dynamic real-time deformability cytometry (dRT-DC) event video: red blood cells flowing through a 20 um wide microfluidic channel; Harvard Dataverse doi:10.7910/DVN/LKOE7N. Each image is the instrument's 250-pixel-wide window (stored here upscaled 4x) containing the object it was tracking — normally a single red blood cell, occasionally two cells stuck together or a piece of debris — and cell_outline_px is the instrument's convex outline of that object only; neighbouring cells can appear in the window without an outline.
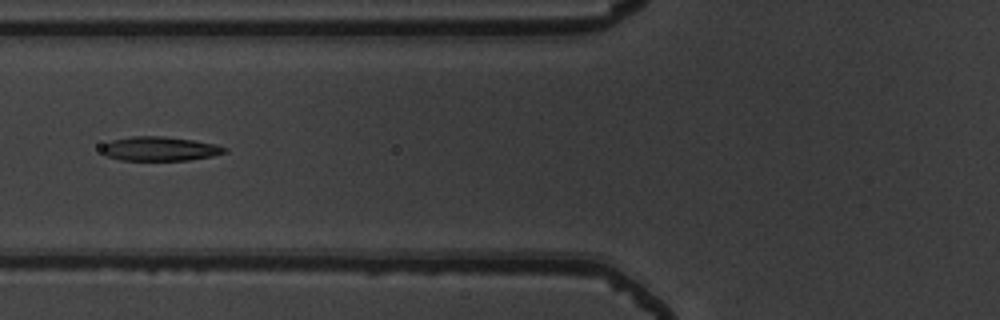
{"species": "common noctule bat (a hibernating species)", "species_latin": "Nyctalus noctula", "temperature_condition": "warm", "stored_images_in_passage": 6, "camera_frame_rate_fps": 3000, "um_per_image_px": 0.085, "animal": {"sex": "male", "body_mass_g": 19.5, "forearm_length_mm": 54.6}, "frame": {"image": 1, "passage_image": 6, "time_ms": 1.667, "image_size_px": [1000, 320], "cell_outline_px": [[228, 152], [212, 156], [188, 160], [120, 160], [108, 156], [100, 148], [104, 144], [112, 140], [132, 136], [164, 136], [192, 140], [216, 144], [228, 148]], "centroid_in_image_um": [13.61, 12.64], "position_along_channel_um": 112.2, "area_um2": 17.28}}